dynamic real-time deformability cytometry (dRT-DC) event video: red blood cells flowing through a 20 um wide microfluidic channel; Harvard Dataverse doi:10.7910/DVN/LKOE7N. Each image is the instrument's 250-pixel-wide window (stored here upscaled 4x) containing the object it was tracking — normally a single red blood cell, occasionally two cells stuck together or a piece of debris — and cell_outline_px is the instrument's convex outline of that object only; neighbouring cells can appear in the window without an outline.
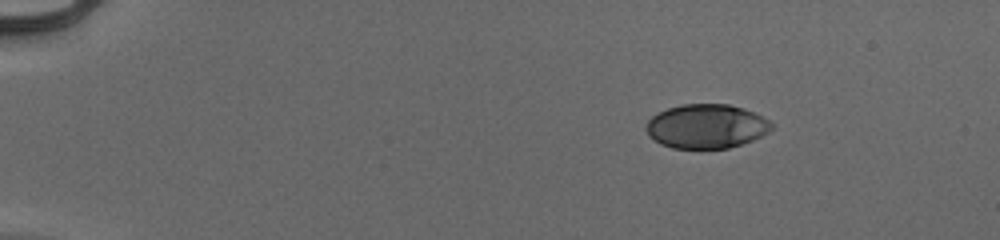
{"species": "human", "species_latin": "Homo sapiens", "temperature_condition": "cold", "stored_images_in_passage": 46, "camera_frame_rate_fps": 3000, "um_per_image_px": 0.085, "donor": {"sex": "male"}, "frame": {"image": 1, "passage_image": 1, "time_ms": 0.0, "image_size_px": [1000, 240], "cell_outline_px": [[772, 128], [768, 132], [752, 140], [728, 148], [672, 148], [660, 144], [648, 136], [644, 128], [648, 120], [656, 112], [668, 108], [684, 104], [728, 104], [744, 108], [768, 120], [772, 124]], "centroid_in_image_um": [59.98, 10.73], "position_along_channel_um": 25.0, "area_um2": 32.25}}
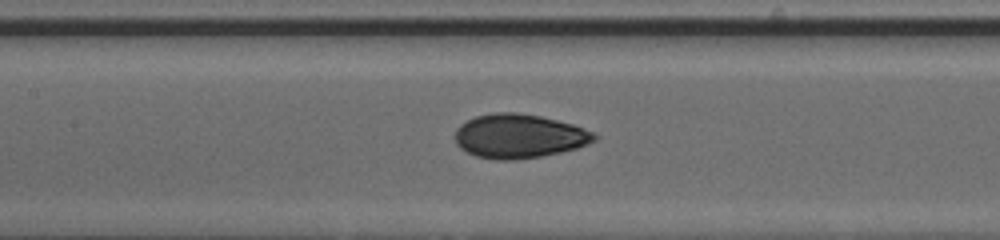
{"frame": {"image": 2, "passage_image": 20, "time_ms": 6.333, "image_size_px": [1000, 240], "cell_outline_px": [[600, 136], [596, 140], [588, 144], [576, 148], [560, 152], [540, 156], [512, 160], [496, 160], [476, 156], [460, 148], [456, 144], [456, 128], [460, 124], [476, 116], [496, 112], [516, 112], [540, 116], [572, 124], [584, 128]], "centroid_in_image_um": [44.12, 11.57], "position_along_channel_um": 163.3, "area_um2": 35.66}}
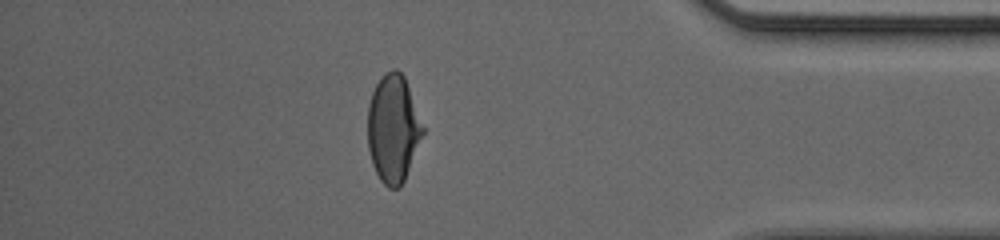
{"frame": {"image": 3, "passage_image": 40, "time_ms": 13.0, "image_size_px": [1000, 240], "cell_outline_px": [[424, 132], [404, 180], [396, 188], [388, 188], [380, 180], [372, 164], [368, 148], [368, 104], [372, 92], [376, 84], [384, 72], [392, 68], [396, 68], [404, 76], [424, 128]], "centroid_in_image_um": [33.4, 10.91], "position_along_channel_um": 401.8, "area_um2": 34.33}, "authors_computed_cell_mechanics": {"area_um2": 34.6511, "velocity_mm_per_s": 3.9784, "shape_relaxation_time_tau1_ms": 4.9436, "shape_relaxation_time_tau2_ms": 0.9231, "deformation_change_tau1": 0.1799, "deformation_change_tau2": 0.0484}}